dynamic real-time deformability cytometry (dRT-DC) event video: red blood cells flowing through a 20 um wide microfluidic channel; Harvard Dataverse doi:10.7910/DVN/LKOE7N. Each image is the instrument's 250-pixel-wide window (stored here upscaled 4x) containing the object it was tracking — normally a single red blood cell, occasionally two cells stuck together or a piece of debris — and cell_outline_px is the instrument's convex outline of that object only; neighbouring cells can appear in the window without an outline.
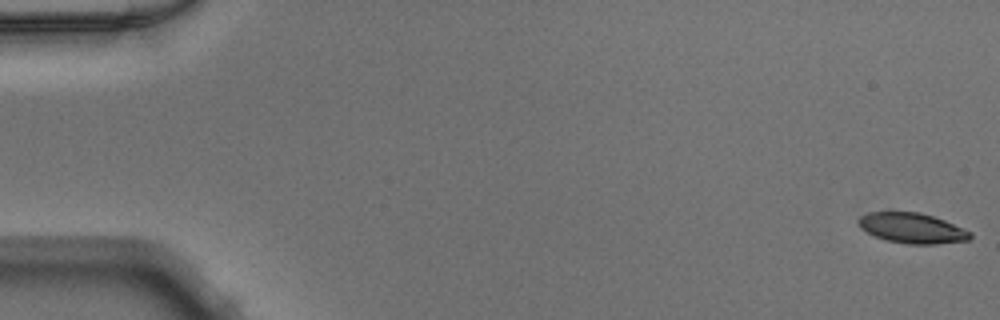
{"species": "Egyptian fruit bat (a non-hibernating species)", "species_latin": "Rousettus aegyptiacus", "temperature_condition": "warm", "stored_images_in_passage": 50, "camera_frame_rate_fps": 3000, "um_per_image_px": 0.085, "animal": {"sex": "male"}, "frame": {"image": 1, "passage_image": 1, "time_ms": 0.0, "image_size_px": [1000, 320], "cell_outline_px": [[972, 236], [968, 240], [936, 244], [908, 244], [888, 240], [876, 236], [860, 228], [860, 216], [868, 212], [920, 212], [944, 220], [964, 228], [972, 232]], "centroid_in_image_um": [77.57, 19.39], "position_along_channel_um": 7.4, "area_um2": 19.48}}
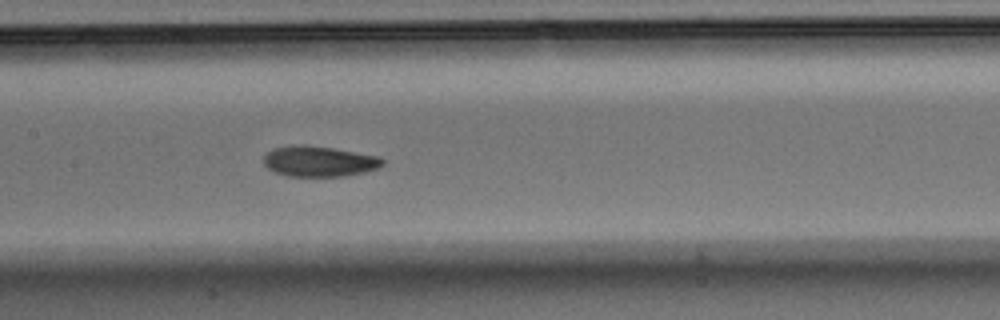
{"frame": {"image": 2, "passage_image": 25, "time_ms": 8.0, "image_size_px": [1000, 320], "cell_outline_px": [[384, 164], [376, 168], [364, 172], [344, 176], [288, 176], [276, 172], [268, 168], [264, 164], [264, 156], [272, 148], [292, 144], [308, 144], [380, 156], [384, 160]], "centroid_in_image_um": [27.11, 13.69], "position_along_channel_um": 180.3, "area_um2": 21.27}}
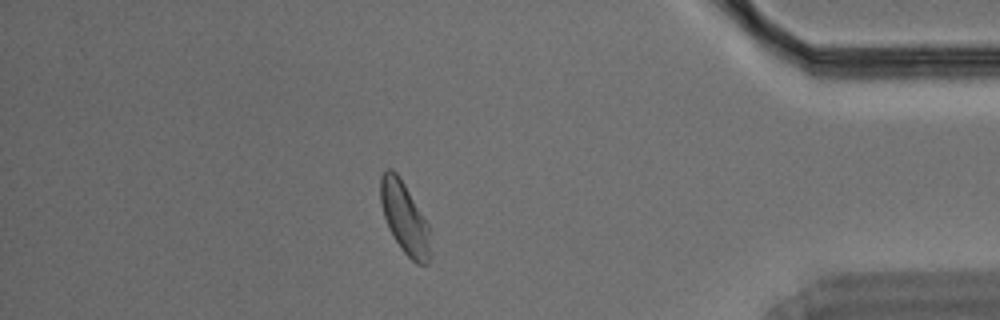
{"frame": {"image": 3, "passage_image": 44, "time_ms": 14.333, "image_size_px": [1000, 320], "cell_outline_px": [[428, 264], [416, 264], [400, 248], [388, 228], [380, 204], [380, 176], [388, 168], [392, 168], [400, 176], [428, 224]], "centroid_in_image_um": [34.33, 18.47], "position_along_channel_um": 400.9, "area_um2": 20.4}}